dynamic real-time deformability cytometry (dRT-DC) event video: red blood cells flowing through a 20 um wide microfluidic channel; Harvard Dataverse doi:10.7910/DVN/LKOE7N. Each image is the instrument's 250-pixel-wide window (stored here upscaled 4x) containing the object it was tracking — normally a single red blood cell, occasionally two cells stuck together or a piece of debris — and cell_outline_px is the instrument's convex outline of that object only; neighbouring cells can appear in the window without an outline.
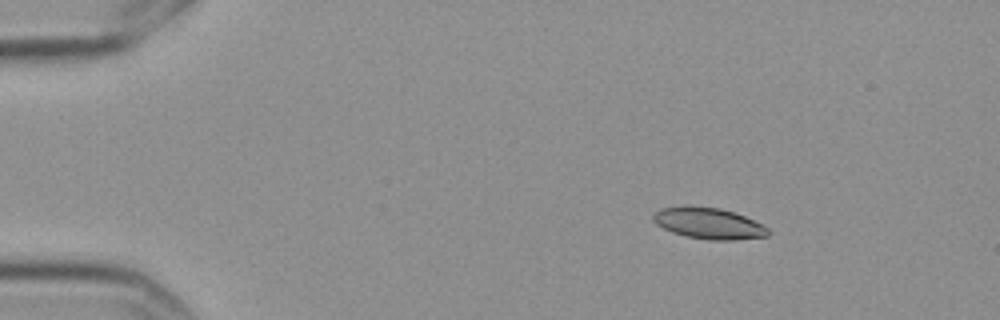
{"species": "Egyptian fruit bat (a non-hibernating species)", "species_latin": "Rousettus aegyptiacus", "temperature_condition": "cold", "stored_images_in_passage": 9, "camera_frame_rate_fps": 3000, "um_per_image_px": 0.085, "frame": {"image": 1, "passage_image": 3, "time_ms": 0.667, "image_size_px": [1000, 320], "cell_outline_px": [[772, 232], [768, 236], [736, 240], [708, 240], [688, 236], [672, 232], [656, 224], [652, 220], [652, 216], [660, 208], [720, 208], [736, 212], [764, 224]], "centroid_in_image_um": [60.34, 19.02], "position_along_channel_um": 24.7, "area_um2": 20.58}}
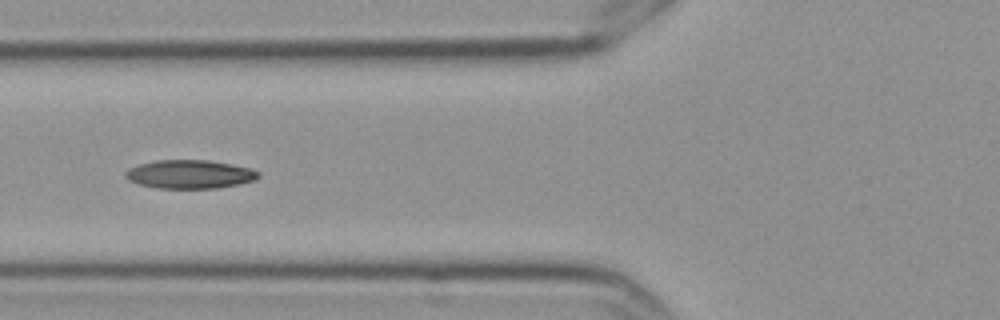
{"frame": {"image": 2, "passage_image": 7, "time_ms": 2.0, "image_size_px": [1000, 320], "cell_outline_px": [[260, 176], [256, 180], [240, 184], [216, 188], [156, 188], [140, 184], [128, 180], [124, 176], [124, 172], [140, 164], [156, 160], [208, 160], [232, 164], [252, 168], [260, 172]], "centroid_in_image_um": [16.18, 14.81], "position_along_channel_um": 109.6, "area_um2": 22.2}}
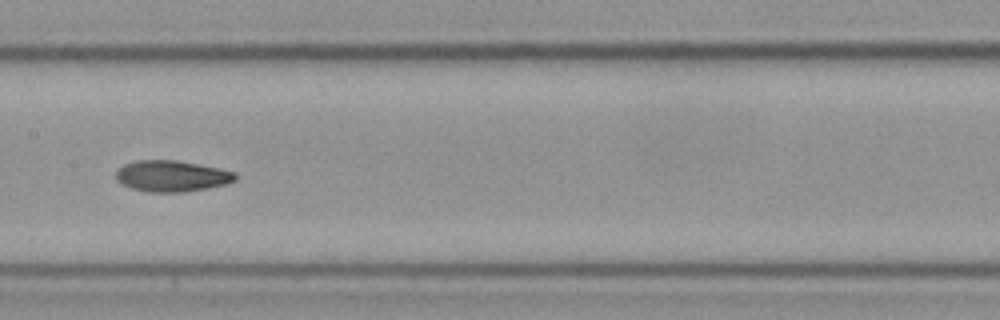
{"frame": {"image": 3, "passage_image": 9, "time_ms": 2.667, "image_size_px": [1000, 320], "cell_outline_px": [[236, 180], [228, 184], [208, 188], [184, 192], [148, 192], [132, 188], [120, 184], [116, 180], [116, 172], [124, 164], [136, 160], [176, 160], [220, 168], [236, 172]], "centroid_in_image_um": [14.61, 14.97], "position_along_channel_um": 192.8, "area_um2": 21.85}}